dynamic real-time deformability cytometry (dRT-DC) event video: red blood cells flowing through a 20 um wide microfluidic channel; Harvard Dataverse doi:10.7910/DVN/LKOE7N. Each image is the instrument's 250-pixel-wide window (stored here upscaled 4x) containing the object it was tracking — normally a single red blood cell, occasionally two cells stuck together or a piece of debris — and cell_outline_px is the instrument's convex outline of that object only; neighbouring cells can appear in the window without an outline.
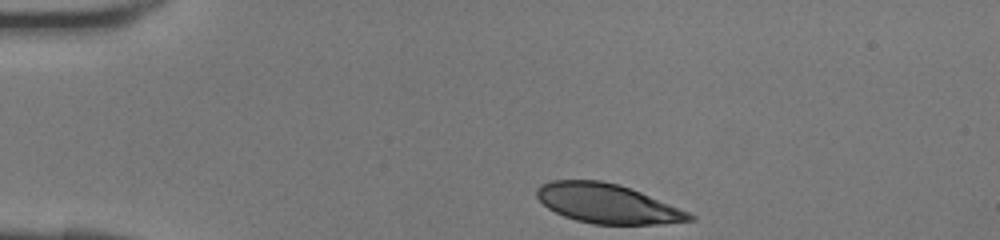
{"species": "human", "species_latin": "Homo sapiens", "temperature_condition": "room temperature", "stored_images_in_passage": 28, "camera_frame_rate_fps": 3000, "um_per_image_px": 0.085, "donor": {"sex": "female"}, "frame": {"image": 1, "passage_image": 1, "time_ms": 0.0, "image_size_px": [1000, 240], "cell_outline_px": [[696, 220], [664, 224], [592, 224], [576, 220], [564, 216], [548, 208], [536, 196], [536, 188], [540, 184], [552, 180], [600, 180], [620, 184], [640, 192], [688, 212], [696, 216]], "centroid_in_image_um": [51.61, 17.3], "position_along_channel_um": 33.4, "area_um2": 34.97}}
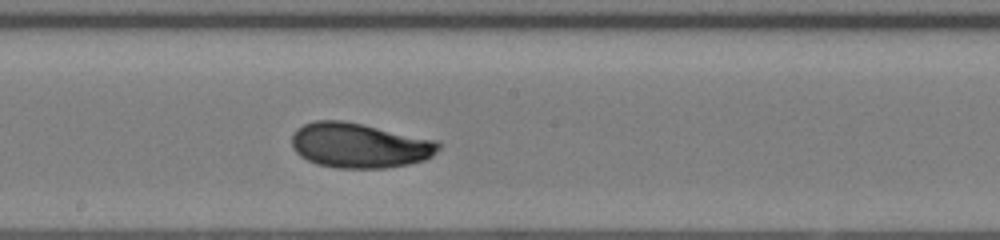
{"frame": {"image": 2, "passage_image": 16, "time_ms": 5.0, "image_size_px": [1000, 240], "cell_outline_px": [[440, 148], [432, 156], [424, 160], [408, 164], [384, 168], [336, 168], [316, 164], [300, 156], [292, 148], [292, 136], [296, 128], [304, 124], [316, 120], [344, 120], [440, 140]], "centroid_in_image_um": [30.57, 12.35], "position_along_channel_um": 217.6, "area_um2": 38.84}}
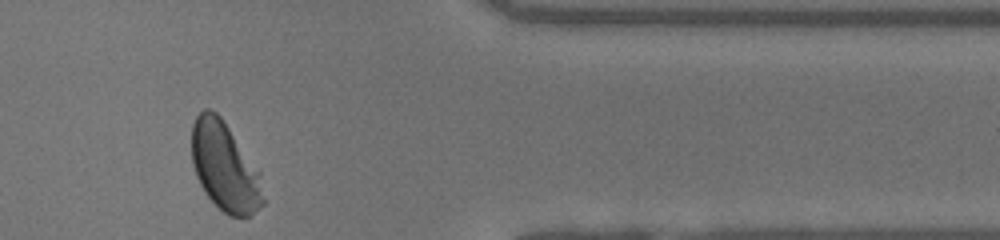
{"frame": {"image": 3, "passage_image": 28, "time_ms": 9.0, "image_size_px": [1000, 240], "cell_outline_px": [[264, 204], [252, 216], [228, 216], [204, 192], [196, 176], [192, 164], [192, 124], [196, 116], [204, 108], [208, 108], [216, 112], [220, 116], [260, 172], [264, 200]], "centroid_in_image_um": [19.11, 14.19], "position_along_channel_um": 392.3, "area_um2": 36.88}}